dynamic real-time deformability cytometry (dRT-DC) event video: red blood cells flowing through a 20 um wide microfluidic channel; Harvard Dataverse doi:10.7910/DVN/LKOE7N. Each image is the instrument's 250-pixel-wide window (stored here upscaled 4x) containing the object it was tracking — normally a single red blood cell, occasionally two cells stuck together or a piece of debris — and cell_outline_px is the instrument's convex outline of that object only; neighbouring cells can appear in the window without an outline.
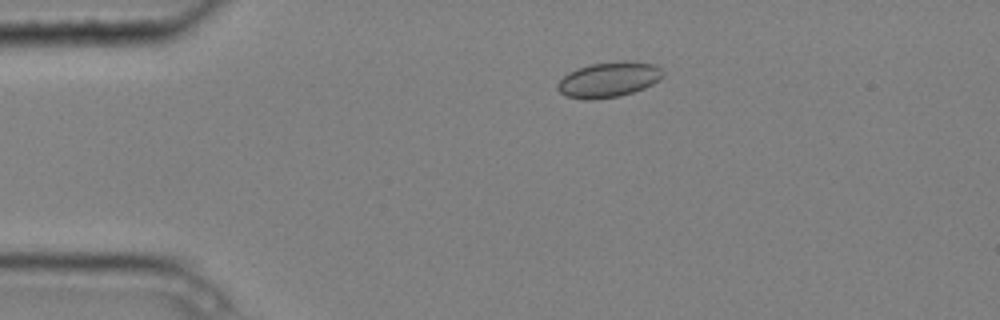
{"species": "common noctule bat (a hibernating species)", "species_latin": "Nyctalus noctula", "temperature_condition": "cold", "stored_images_in_passage": 3, "camera_frame_rate_fps": 3000, "um_per_image_px": 0.085, "animal": {"sex": "male", "body_mass_g": 20.4}, "frame": {"image": 1, "passage_image": 1, "time_ms": 0.0, "image_size_px": [1000, 320], "cell_outline_px": [[664, 76], [660, 80], [644, 88], [620, 96], [592, 100], [584, 100], [568, 96], [560, 92], [556, 88], [556, 84], [568, 72], [576, 68], [592, 64], [624, 60], [656, 64], [664, 72]], "centroid_in_image_um": [51.75, 6.76], "position_along_channel_um": 33.2, "area_um2": 21.85}}
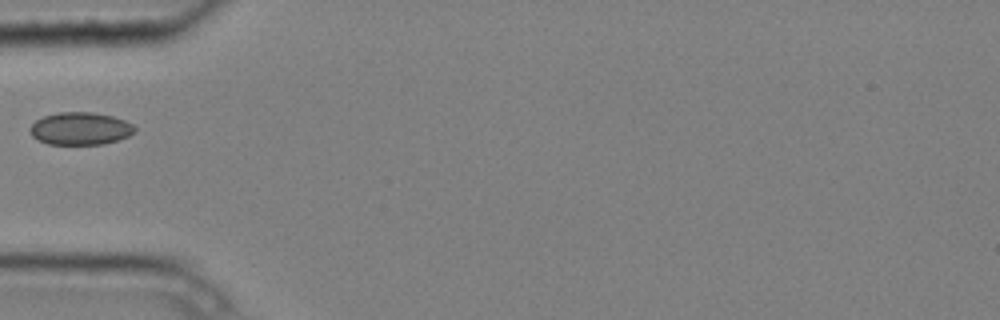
{"frame": {"image": 2, "passage_image": 3, "time_ms": 0.667, "image_size_px": [1000, 320], "cell_outline_px": [[136, 132], [128, 136], [104, 144], [48, 144], [32, 136], [28, 128], [36, 120], [44, 116], [60, 112], [92, 112], [112, 116], [124, 120], [132, 124], [136, 128]], "centroid_in_image_um": [6.83, 10.92], "position_along_channel_um": 78.2, "area_um2": 19.83}}